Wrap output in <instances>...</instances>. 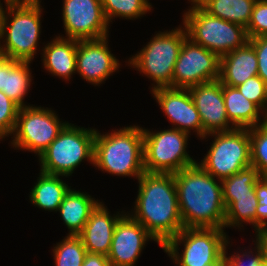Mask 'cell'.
Wrapping results in <instances>:
<instances>
[{"instance_id": "obj_41", "label": "cell", "mask_w": 267, "mask_h": 266, "mask_svg": "<svg viewBox=\"0 0 267 266\" xmlns=\"http://www.w3.org/2000/svg\"><path fill=\"white\" fill-rule=\"evenodd\" d=\"M12 1H16V0H4L5 6L8 7L9 4H10Z\"/></svg>"}, {"instance_id": "obj_23", "label": "cell", "mask_w": 267, "mask_h": 266, "mask_svg": "<svg viewBox=\"0 0 267 266\" xmlns=\"http://www.w3.org/2000/svg\"><path fill=\"white\" fill-rule=\"evenodd\" d=\"M38 178L30 192V201L42 210L57 212L70 187L60 179V175L40 171Z\"/></svg>"}, {"instance_id": "obj_33", "label": "cell", "mask_w": 267, "mask_h": 266, "mask_svg": "<svg viewBox=\"0 0 267 266\" xmlns=\"http://www.w3.org/2000/svg\"><path fill=\"white\" fill-rule=\"evenodd\" d=\"M246 33L248 39L267 36V0H257L255 2Z\"/></svg>"}, {"instance_id": "obj_2", "label": "cell", "mask_w": 267, "mask_h": 266, "mask_svg": "<svg viewBox=\"0 0 267 266\" xmlns=\"http://www.w3.org/2000/svg\"><path fill=\"white\" fill-rule=\"evenodd\" d=\"M174 179L184 228L224 229L221 180L217 182L198 163L174 173Z\"/></svg>"}, {"instance_id": "obj_28", "label": "cell", "mask_w": 267, "mask_h": 266, "mask_svg": "<svg viewBox=\"0 0 267 266\" xmlns=\"http://www.w3.org/2000/svg\"><path fill=\"white\" fill-rule=\"evenodd\" d=\"M87 250L78 235H67L53 249L55 266H82Z\"/></svg>"}, {"instance_id": "obj_38", "label": "cell", "mask_w": 267, "mask_h": 266, "mask_svg": "<svg viewBox=\"0 0 267 266\" xmlns=\"http://www.w3.org/2000/svg\"><path fill=\"white\" fill-rule=\"evenodd\" d=\"M256 241L260 244L263 253V263L267 266V232L257 234Z\"/></svg>"}, {"instance_id": "obj_13", "label": "cell", "mask_w": 267, "mask_h": 266, "mask_svg": "<svg viewBox=\"0 0 267 266\" xmlns=\"http://www.w3.org/2000/svg\"><path fill=\"white\" fill-rule=\"evenodd\" d=\"M66 37L77 40L108 37L109 23L101 0H63Z\"/></svg>"}, {"instance_id": "obj_37", "label": "cell", "mask_w": 267, "mask_h": 266, "mask_svg": "<svg viewBox=\"0 0 267 266\" xmlns=\"http://www.w3.org/2000/svg\"><path fill=\"white\" fill-rule=\"evenodd\" d=\"M82 266H111V264L107 256L87 252Z\"/></svg>"}, {"instance_id": "obj_1", "label": "cell", "mask_w": 267, "mask_h": 266, "mask_svg": "<svg viewBox=\"0 0 267 266\" xmlns=\"http://www.w3.org/2000/svg\"><path fill=\"white\" fill-rule=\"evenodd\" d=\"M138 182L134 214L130 216L163 247L184 228L174 174L144 172Z\"/></svg>"}, {"instance_id": "obj_9", "label": "cell", "mask_w": 267, "mask_h": 266, "mask_svg": "<svg viewBox=\"0 0 267 266\" xmlns=\"http://www.w3.org/2000/svg\"><path fill=\"white\" fill-rule=\"evenodd\" d=\"M188 137L173 127L156 133L143 128L144 171L174 174L195 165L186 151Z\"/></svg>"}, {"instance_id": "obj_7", "label": "cell", "mask_w": 267, "mask_h": 266, "mask_svg": "<svg viewBox=\"0 0 267 266\" xmlns=\"http://www.w3.org/2000/svg\"><path fill=\"white\" fill-rule=\"evenodd\" d=\"M187 38L185 27L155 34L143 49L129 59L128 64L148 76L160 87H172L174 65Z\"/></svg>"}, {"instance_id": "obj_12", "label": "cell", "mask_w": 267, "mask_h": 266, "mask_svg": "<svg viewBox=\"0 0 267 266\" xmlns=\"http://www.w3.org/2000/svg\"><path fill=\"white\" fill-rule=\"evenodd\" d=\"M219 77L220 57L186 38L174 65L172 88L189 89Z\"/></svg>"}, {"instance_id": "obj_17", "label": "cell", "mask_w": 267, "mask_h": 266, "mask_svg": "<svg viewBox=\"0 0 267 266\" xmlns=\"http://www.w3.org/2000/svg\"><path fill=\"white\" fill-rule=\"evenodd\" d=\"M152 94L175 129L188 134L192 129L202 139L201 119L189 89L160 87Z\"/></svg>"}, {"instance_id": "obj_39", "label": "cell", "mask_w": 267, "mask_h": 266, "mask_svg": "<svg viewBox=\"0 0 267 266\" xmlns=\"http://www.w3.org/2000/svg\"><path fill=\"white\" fill-rule=\"evenodd\" d=\"M5 81V55L0 53V90L4 89Z\"/></svg>"}, {"instance_id": "obj_20", "label": "cell", "mask_w": 267, "mask_h": 266, "mask_svg": "<svg viewBox=\"0 0 267 266\" xmlns=\"http://www.w3.org/2000/svg\"><path fill=\"white\" fill-rule=\"evenodd\" d=\"M77 39L58 36L46 44L43 51V66L54 76L70 80L76 73Z\"/></svg>"}, {"instance_id": "obj_5", "label": "cell", "mask_w": 267, "mask_h": 266, "mask_svg": "<svg viewBox=\"0 0 267 266\" xmlns=\"http://www.w3.org/2000/svg\"><path fill=\"white\" fill-rule=\"evenodd\" d=\"M185 12L182 20L187 38L219 57L248 42L246 28L207 13L199 4Z\"/></svg>"}, {"instance_id": "obj_36", "label": "cell", "mask_w": 267, "mask_h": 266, "mask_svg": "<svg viewBox=\"0 0 267 266\" xmlns=\"http://www.w3.org/2000/svg\"><path fill=\"white\" fill-rule=\"evenodd\" d=\"M258 59V76L267 84V36L249 38Z\"/></svg>"}, {"instance_id": "obj_8", "label": "cell", "mask_w": 267, "mask_h": 266, "mask_svg": "<svg viewBox=\"0 0 267 266\" xmlns=\"http://www.w3.org/2000/svg\"><path fill=\"white\" fill-rule=\"evenodd\" d=\"M215 136L207 155L198 164L214 178L226 179L251 166L249 129L213 132Z\"/></svg>"}, {"instance_id": "obj_30", "label": "cell", "mask_w": 267, "mask_h": 266, "mask_svg": "<svg viewBox=\"0 0 267 266\" xmlns=\"http://www.w3.org/2000/svg\"><path fill=\"white\" fill-rule=\"evenodd\" d=\"M251 166L261 177H267V121L249 128Z\"/></svg>"}, {"instance_id": "obj_26", "label": "cell", "mask_w": 267, "mask_h": 266, "mask_svg": "<svg viewBox=\"0 0 267 266\" xmlns=\"http://www.w3.org/2000/svg\"><path fill=\"white\" fill-rule=\"evenodd\" d=\"M226 208L225 211V227H242L244 223L252 224L255 229L256 207L258 200L256 193L251 196L243 197H223Z\"/></svg>"}, {"instance_id": "obj_11", "label": "cell", "mask_w": 267, "mask_h": 266, "mask_svg": "<svg viewBox=\"0 0 267 266\" xmlns=\"http://www.w3.org/2000/svg\"><path fill=\"white\" fill-rule=\"evenodd\" d=\"M68 122H61L50 108L20 107L11 144L34 152L38 157L48 148Z\"/></svg>"}, {"instance_id": "obj_4", "label": "cell", "mask_w": 267, "mask_h": 266, "mask_svg": "<svg viewBox=\"0 0 267 266\" xmlns=\"http://www.w3.org/2000/svg\"><path fill=\"white\" fill-rule=\"evenodd\" d=\"M40 3V0H16L9 4L0 38L5 42L2 46L0 43L1 54L18 61L33 60L41 33Z\"/></svg>"}, {"instance_id": "obj_3", "label": "cell", "mask_w": 267, "mask_h": 266, "mask_svg": "<svg viewBox=\"0 0 267 266\" xmlns=\"http://www.w3.org/2000/svg\"><path fill=\"white\" fill-rule=\"evenodd\" d=\"M93 165L110 174L134 176L144 171L143 128L127 126L94 138Z\"/></svg>"}, {"instance_id": "obj_27", "label": "cell", "mask_w": 267, "mask_h": 266, "mask_svg": "<svg viewBox=\"0 0 267 266\" xmlns=\"http://www.w3.org/2000/svg\"><path fill=\"white\" fill-rule=\"evenodd\" d=\"M260 178L258 170L250 166L223 179L221 181L223 197L251 196V193H255V185Z\"/></svg>"}, {"instance_id": "obj_29", "label": "cell", "mask_w": 267, "mask_h": 266, "mask_svg": "<svg viewBox=\"0 0 267 266\" xmlns=\"http://www.w3.org/2000/svg\"><path fill=\"white\" fill-rule=\"evenodd\" d=\"M101 3L108 23L115 17L138 19L152 8L148 0H101Z\"/></svg>"}, {"instance_id": "obj_16", "label": "cell", "mask_w": 267, "mask_h": 266, "mask_svg": "<svg viewBox=\"0 0 267 266\" xmlns=\"http://www.w3.org/2000/svg\"><path fill=\"white\" fill-rule=\"evenodd\" d=\"M149 240L156 239L130 214L116 223L108 259L111 266H134Z\"/></svg>"}, {"instance_id": "obj_34", "label": "cell", "mask_w": 267, "mask_h": 266, "mask_svg": "<svg viewBox=\"0 0 267 266\" xmlns=\"http://www.w3.org/2000/svg\"><path fill=\"white\" fill-rule=\"evenodd\" d=\"M258 200L256 207L255 233L267 232V177H261L255 185Z\"/></svg>"}, {"instance_id": "obj_21", "label": "cell", "mask_w": 267, "mask_h": 266, "mask_svg": "<svg viewBox=\"0 0 267 266\" xmlns=\"http://www.w3.org/2000/svg\"><path fill=\"white\" fill-rule=\"evenodd\" d=\"M223 96L228 120L235 128L249 129L267 121V116L261 112L262 110L245 98L236 87L223 85Z\"/></svg>"}, {"instance_id": "obj_40", "label": "cell", "mask_w": 267, "mask_h": 266, "mask_svg": "<svg viewBox=\"0 0 267 266\" xmlns=\"http://www.w3.org/2000/svg\"><path fill=\"white\" fill-rule=\"evenodd\" d=\"M3 4L0 1V38L2 35V29H3V24H4V17H5V13L7 11V7L4 9Z\"/></svg>"}, {"instance_id": "obj_25", "label": "cell", "mask_w": 267, "mask_h": 266, "mask_svg": "<svg viewBox=\"0 0 267 266\" xmlns=\"http://www.w3.org/2000/svg\"><path fill=\"white\" fill-rule=\"evenodd\" d=\"M29 61L10 59L5 55V81L3 93L17 103L20 107L24 104V98L30 89L32 75Z\"/></svg>"}, {"instance_id": "obj_15", "label": "cell", "mask_w": 267, "mask_h": 266, "mask_svg": "<svg viewBox=\"0 0 267 266\" xmlns=\"http://www.w3.org/2000/svg\"><path fill=\"white\" fill-rule=\"evenodd\" d=\"M107 40V37L78 40L76 72L88 83L101 84L120 68L119 60L109 51Z\"/></svg>"}, {"instance_id": "obj_35", "label": "cell", "mask_w": 267, "mask_h": 266, "mask_svg": "<svg viewBox=\"0 0 267 266\" xmlns=\"http://www.w3.org/2000/svg\"><path fill=\"white\" fill-rule=\"evenodd\" d=\"M254 242H256L254 244L256 245L254 249L256 250L255 253H253L250 249L248 253L245 251L244 253H242V255L239 253H236L235 255L234 253L232 254V256H229V257L226 256L228 266H266L263 263V253H262L260 244L257 241H254ZM245 257L248 258V260H246L247 261L246 264H245V259H243Z\"/></svg>"}, {"instance_id": "obj_6", "label": "cell", "mask_w": 267, "mask_h": 266, "mask_svg": "<svg viewBox=\"0 0 267 266\" xmlns=\"http://www.w3.org/2000/svg\"><path fill=\"white\" fill-rule=\"evenodd\" d=\"M96 129L67 123L39 156L41 172L69 177L83 160L93 164Z\"/></svg>"}, {"instance_id": "obj_24", "label": "cell", "mask_w": 267, "mask_h": 266, "mask_svg": "<svg viewBox=\"0 0 267 266\" xmlns=\"http://www.w3.org/2000/svg\"><path fill=\"white\" fill-rule=\"evenodd\" d=\"M207 13L247 28L257 0H189Z\"/></svg>"}, {"instance_id": "obj_32", "label": "cell", "mask_w": 267, "mask_h": 266, "mask_svg": "<svg viewBox=\"0 0 267 266\" xmlns=\"http://www.w3.org/2000/svg\"><path fill=\"white\" fill-rule=\"evenodd\" d=\"M20 106L0 90V140L14 131Z\"/></svg>"}, {"instance_id": "obj_10", "label": "cell", "mask_w": 267, "mask_h": 266, "mask_svg": "<svg viewBox=\"0 0 267 266\" xmlns=\"http://www.w3.org/2000/svg\"><path fill=\"white\" fill-rule=\"evenodd\" d=\"M228 236L219 228H183L162 249L177 266H204L217 261L223 254ZM184 250L179 254V244Z\"/></svg>"}, {"instance_id": "obj_18", "label": "cell", "mask_w": 267, "mask_h": 266, "mask_svg": "<svg viewBox=\"0 0 267 266\" xmlns=\"http://www.w3.org/2000/svg\"><path fill=\"white\" fill-rule=\"evenodd\" d=\"M104 205L102 202L97 204L78 236L87 252L108 256L116 223L124 214L118 212L119 215L113 217Z\"/></svg>"}, {"instance_id": "obj_19", "label": "cell", "mask_w": 267, "mask_h": 266, "mask_svg": "<svg viewBox=\"0 0 267 266\" xmlns=\"http://www.w3.org/2000/svg\"><path fill=\"white\" fill-rule=\"evenodd\" d=\"M258 75V59L248 41L242 47L220 57V77L223 85L237 87L250 77Z\"/></svg>"}, {"instance_id": "obj_31", "label": "cell", "mask_w": 267, "mask_h": 266, "mask_svg": "<svg viewBox=\"0 0 267 266\" xmlns=\"http://www.w3.org/2000/svg\"><path fill=\"white\" fill-rule=\"evenodd\" d=\"M236 88L267 116V84L258 75L250 77Z\"/></svg>"}, {"instance_id": "obj_14", "label": "cell", "mask_w": 267, "mask_h": 266, "mask_svg": "<svg viewBox=\"0 0 267 266\" xmlns=\"http://www.w3.org/2000/svg\"><path fill=\"white\" fill-rule=\"evenodd\" d=\"M202 123V139L213 132L231 131L220 80L201 83L189 88Z\"/></svg>"}, {"instance_id": "obj_22", "label": "cell", "mask_w": 267, "mask_h": 266, "mask_svg": "<svg viewBox=\"0 0 267 266\" xmlns=\"http://www.w3.org/2000/svg\"><path fill=\"white\" fill-rule=\"evenodd\" d=\"M98 203V200L89 194L70 188L58 208L64 224L69 229L68 235L81 233L90 213Z\"/></svg>"}]
</instances>
